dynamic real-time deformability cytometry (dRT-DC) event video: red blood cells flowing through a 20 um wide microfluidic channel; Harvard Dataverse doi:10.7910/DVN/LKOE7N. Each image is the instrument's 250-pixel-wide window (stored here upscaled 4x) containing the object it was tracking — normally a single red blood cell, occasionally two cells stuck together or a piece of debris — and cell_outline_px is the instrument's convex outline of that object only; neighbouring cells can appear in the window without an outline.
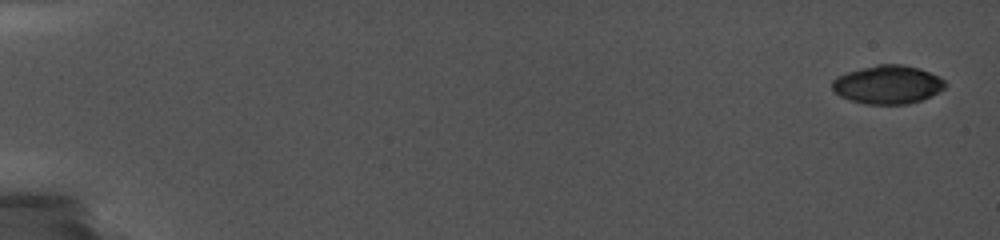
{"species": "common noctule bat (a hibernating species)", "species_latin": "Nyctalus noctula", "temperature_condition": "cold", "stored_images_in_passage": 6, "camera_frame_rate_fps": 5000, "um_per_image_px": 0.085, "animal": {"sex": "female", "body_mass_g": 19.0, "forearm_length_mm": 56.7}, "frame": {"image": 1, "passage_image": 1, "time_ms": 0.0, "image_size_px": [1000, 240], "cell_outline_px": [[948, 84], [944, 88], [920, 100], [908, 104], [864, 104], [840, 96], [832, 88], [832, 80], [836, 76], [848, 72], [876, 64], [900, 64], [920, 68], [940, 76]], "centroid_in_image_um": [75.46, 7.18], "position_along_channel_um": 9.5, "area_um2": 25.26}}